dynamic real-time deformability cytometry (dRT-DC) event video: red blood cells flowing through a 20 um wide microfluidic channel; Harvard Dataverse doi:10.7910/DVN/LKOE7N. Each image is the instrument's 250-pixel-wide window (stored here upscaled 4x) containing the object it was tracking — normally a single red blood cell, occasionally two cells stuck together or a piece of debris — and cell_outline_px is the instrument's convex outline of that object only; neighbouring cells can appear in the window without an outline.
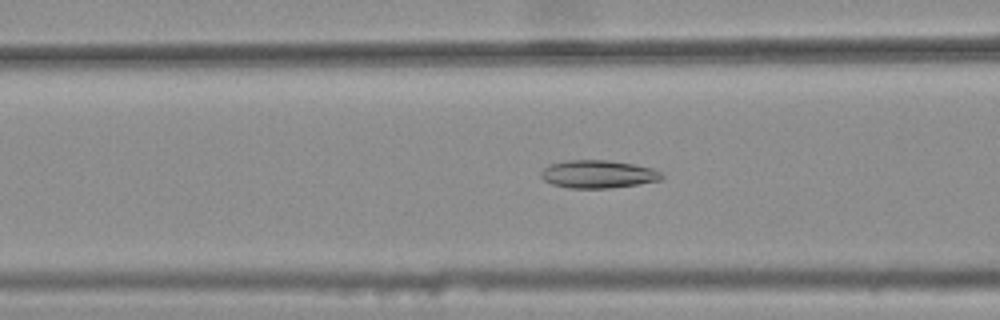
{"species": "common noctule bat (a hibernating species)", "species_latin": "Nyctalus noctula", "temperature_condition": "warm", "stored_images_in_passage": 41, "camera_frame_rate_fps": 3000, "um_per_image_px": 0.085, "animal": {"sex": "female", "body_mass_g": 25.1}, "frame": {"image": 1, "passage_image": 16, "time_ms": 5.0, "image_size_px": [1000, 320], "cell_outline_px": [[664, 176], [660, 180], [640, 184], [608, 188], [568, 188], [552, 184], [544, 180], [540, 176], [540, 172], [548, 164], [564, 160], [608, 160], [632, 164], [652, 168], [660, 172]], "centroid_in_image_um": [50.8, 14.8], "position_along_channel_um": 115.8, "area_um2": 19.71}}
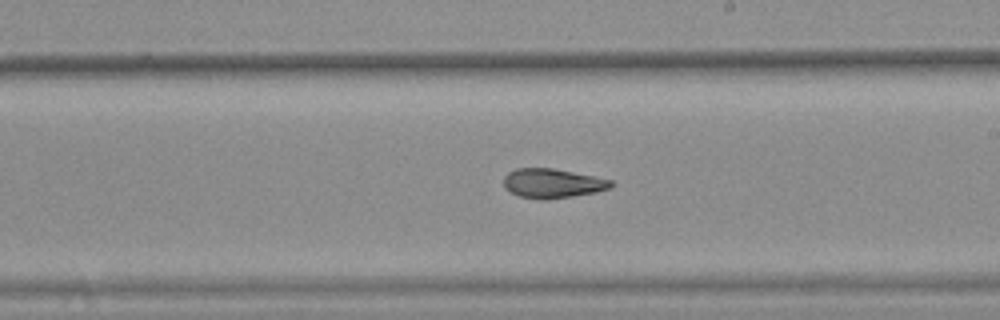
{"frame": {"image": 2, "passage_image": 26, "time_ms": 8.333, "image_size_px": [1000, 320], "cell_outline_px": [[616, 184], [612, 188], [596, 192], [572, 196], [544, 200], [540, 200], [520, 196], [504, 188], [504, 176], [508, 172], [516, 168], [552, 168], [596, 176], [612, 180]], "centroid_in_image_um": [47.0, 15.58], "position_along_channel_um": 242.0, "area_um2": 18.55}}
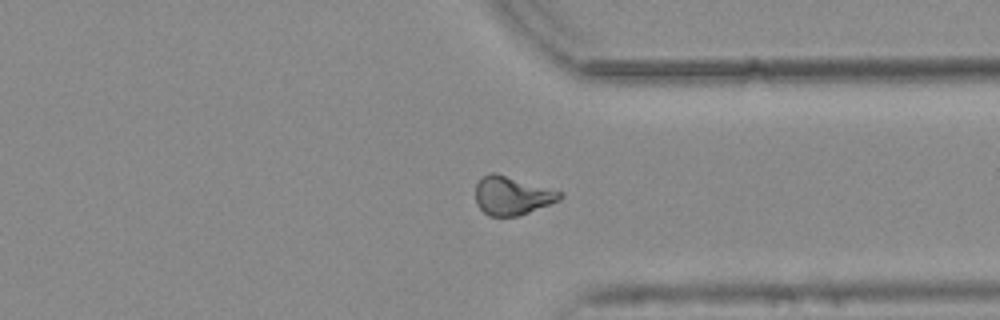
{"frame": {"image": 3, "passage_image": 36, "time_ms": 11.667, "image_size_px": [1000, 320], "cell_outline_px": [[564, 196], [560, 200], [520, 216], [488, 216], [476, 204], [476, 184], [488, 172], [496, 172], [564, 192]], "centroid_in_image_um": [43.55, 16.62], "position_along_channel_um": 367.8, "area_um2": 19.19}, "authors_computed_cell_mechanics": {"area_um2": 18.9584, "velocity_mm_per_s": 3.7937, "shape_relaxation_time_tau1_ms": null, "shape_relaxation_time_tau2_ms": 2.9198, "deformation_change_tau1": null, "deformation_change_tau2": 0.0992}}